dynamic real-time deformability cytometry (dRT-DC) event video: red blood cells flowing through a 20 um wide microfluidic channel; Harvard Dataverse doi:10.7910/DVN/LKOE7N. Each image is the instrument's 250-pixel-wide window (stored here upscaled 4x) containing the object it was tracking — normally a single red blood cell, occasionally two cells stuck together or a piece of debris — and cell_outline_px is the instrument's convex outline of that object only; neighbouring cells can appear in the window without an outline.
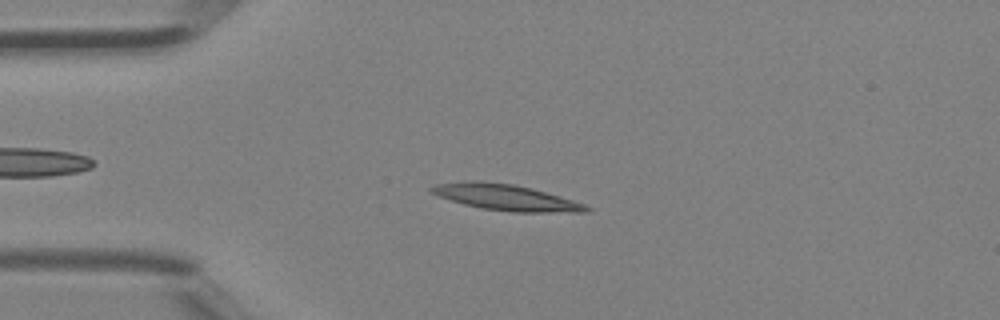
{"species": "Egyptian fruit bat (a non-hibernating species)", "species_latin": "Rousettus aegyptiacus", "temperature_condition": "room temperature", "stored_images_in_passage": 3, "camera_frame_rate_fps": 3000, "um_per_image_px": 0.085, "animal": {"sex": "female"}, "frame": {"image": 1, "passage_image": 3, "time_ms": 0.667, "image_size_px": [1000, 320], "cell_outline_px": [[592, 208], [588, 212], [512, 212], [484, 208], [464, 204], [428, 192], [428, 188], [436, 184], [464, 180], [480, 180], [512, 184], [532, 188], [560, 196], [584, 204]], "centroid_in_image_um": [42.97, 16.76], "position_along_channel_um": 42.0, "area_um2": 23.47}}